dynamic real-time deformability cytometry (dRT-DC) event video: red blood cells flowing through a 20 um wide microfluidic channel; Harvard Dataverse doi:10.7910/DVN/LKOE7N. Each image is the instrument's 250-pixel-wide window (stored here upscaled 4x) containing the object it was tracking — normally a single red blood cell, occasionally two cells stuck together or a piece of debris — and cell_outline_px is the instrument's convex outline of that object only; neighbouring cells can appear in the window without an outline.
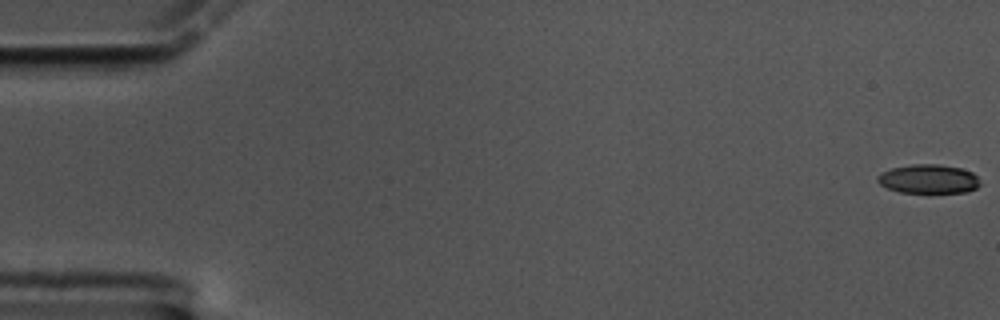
{"species": "common noctule bat (a hibernating species)", "species_latin": "Nyctalus noctula", "temperature_condition": "cold", "stored_images_in_passage": 19, "camera_frame_rate_fps": 3000, "um_per_image_px": 0.085, "animal": {"sex": "male", "body_mass_g": 17.5, "forearm_length_mm": 52.3}, "frame": {"image": 1, "passage_image": 1, "time_ms": 0.0, "image_size_px": [1000, 320], "cell_outline_px": [[980, 184], [976, 188], [968, 192], [900, 192], [888, 188], [880, 184], [876, 180], [876, 176], [880, 172], [892, 168], [912, 164], [936, 164], [960, 168], [972, 172], [976, 176]], "centroid_in_image_um": [78.89, 15.21], "position_along_channel_um": 6.1, "area_um2": 17.22}}